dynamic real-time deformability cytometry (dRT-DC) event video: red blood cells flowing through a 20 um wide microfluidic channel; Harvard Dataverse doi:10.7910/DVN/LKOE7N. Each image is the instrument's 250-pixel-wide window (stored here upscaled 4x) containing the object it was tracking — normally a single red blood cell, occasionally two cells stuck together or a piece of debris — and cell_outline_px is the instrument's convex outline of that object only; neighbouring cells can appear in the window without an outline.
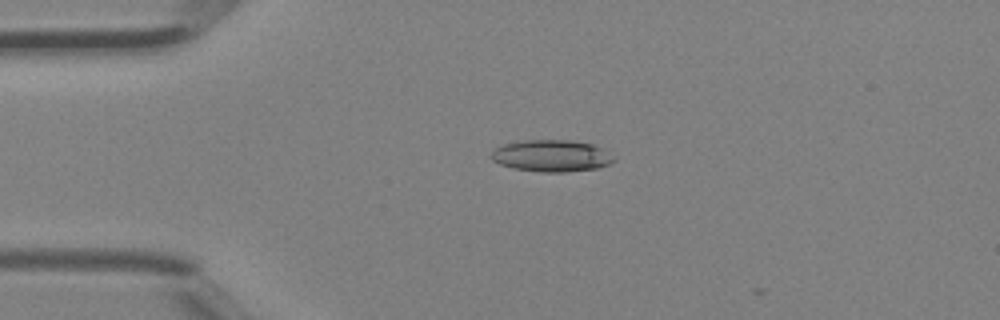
{"species": "Egyptian fruit bat (a non-hibernating species)", "species_latin": "Rousettus aegyptiacus", "temperature_condition": "room temperature", "stored_images_in_passage": 12, "camera_frame_rate_fps": 3000, "um_per_image_px": 0.085, "animal": {"sex": "female"}, "frame": {"image": 1, "passage_image": 10, "time_ms": 3.0, "image_size_px": [1000, 320], "cell_outline_px": [[616, 160], [608, 164], [596, 168], [564, 172], [540, 172], [512, 168], [500, 164], [492, 160], [488, 156], [496, 148], [504, 144], [520, 140], [572, 140], [592, 144], [616, 156]], "centroid_in_image_um": [46.86, 13.24], "position_along_channel_um": 38.1, "area_um2": 22.83}}